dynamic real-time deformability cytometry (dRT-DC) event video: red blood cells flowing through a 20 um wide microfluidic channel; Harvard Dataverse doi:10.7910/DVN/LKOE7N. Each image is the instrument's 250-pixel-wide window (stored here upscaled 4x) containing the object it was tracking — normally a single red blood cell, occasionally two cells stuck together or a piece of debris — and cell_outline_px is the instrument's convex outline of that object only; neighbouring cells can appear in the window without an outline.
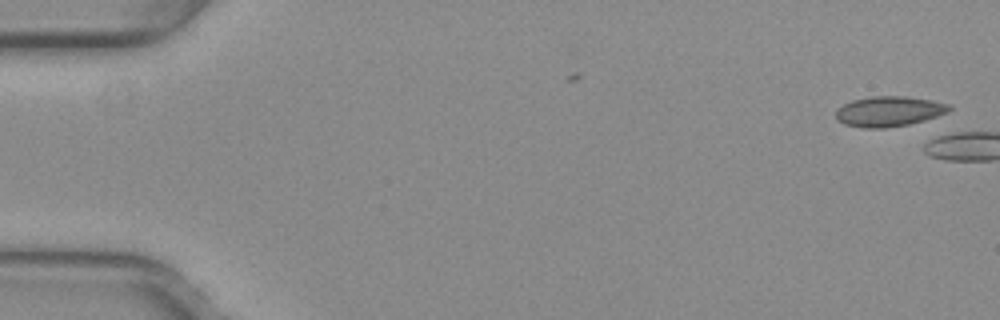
{"species": "common noctule bat (a hibernating species)", "species_latin": "Nyctalus noctula", "temperature_condition": "warm", "stored_images_in_passage": 4, "camera_frame_rate_fps": 3000, "um_per_image_px": 0.085, "animal": {"sex": "female", "body_mass_g": 29.2, "forearm_length_mm": 56.3}, "frame": {"image": 1, "passage_image": 1, "time_ms": 0.0, "image_size_px": [1000, 320], "cell_outline_px": [[952, 108], [948, 112], [924, 120], [908, 124], [884, 128], [864, 128], [844, 124], [836, 120], [836, 108], [852, 100], [872, 96], [904, 96], [932, 100], [952, 104]], "centroid_in_image_um": [75.56, 9.46], "position_along_channel_um": 9.4, "area_um2": 20.06}}